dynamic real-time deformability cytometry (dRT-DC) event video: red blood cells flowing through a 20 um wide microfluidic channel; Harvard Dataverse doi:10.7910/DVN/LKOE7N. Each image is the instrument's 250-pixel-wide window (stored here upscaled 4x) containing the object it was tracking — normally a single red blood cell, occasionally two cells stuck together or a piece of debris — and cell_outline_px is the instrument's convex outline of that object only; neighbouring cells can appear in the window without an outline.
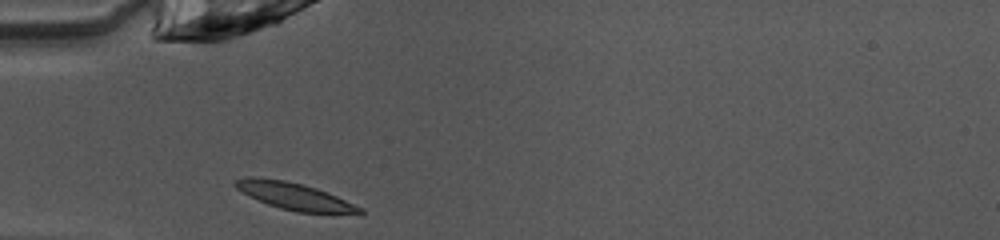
{"species": "common noctule bat (a hibernating species)", "species_latin": "Nyctalus noctula", "temperature_condition": "warm", "stored_images_in_passage": 35, "camera_frame_rate_fps": 3000, "um_per_image_px": 0.085, "animal": {"sex": "female", "body_mass_g": 10.0, "forearm_length_mm": 53.1}, "frame": {"image": 1, "passage_image": 1, "time_ms": 0.0, "image_size_px": [1000, 240], "cell_outline_px": [[364, 212], [360, 216], [296, 212], [280, 208], [268, 204], [236, 188], [232, 184], [236, 180], [244, 176], [252, 176], [284, 180], [304, 184], [328, 192], [364, 208]], "centroid_in_image_um": [25.18, 16.72], "position_along_channel_um": 59.8, "area_um2": 20.17}}
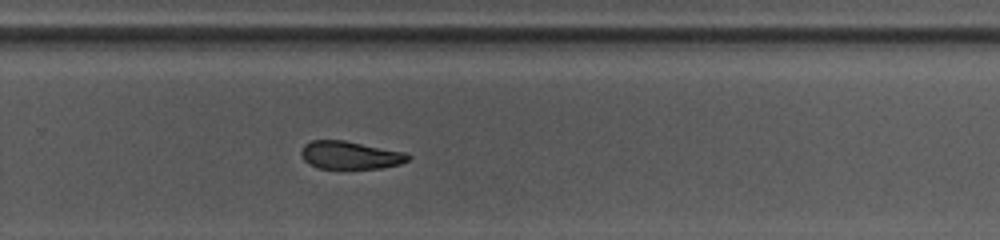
{"frame": {"image": 2, "passage_image": 19, "time_ms": 6.0, "image_size_px": [1000, 240], "cell_outline_px": [[412, 156], [408, 160], [400, 164], [380, 168], [320, 168], [308, 164], [304, 160], [300, 152], [304, 144], [312, 140], [344, 140], [408, 152]], "centroid_in_image_um": [29.79, 13.17], "position_along_channel_um": 300.0, "area_um2": 17.51}}
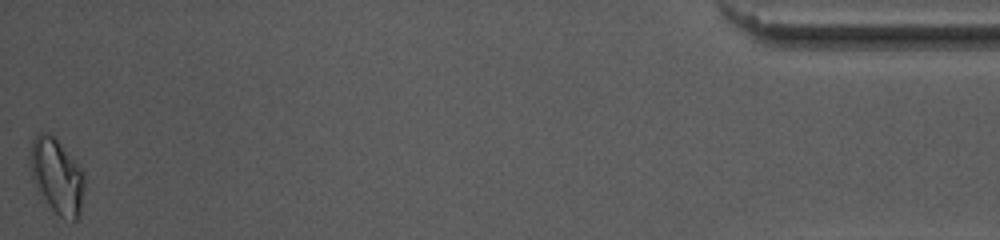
{"frame": {"image": 3, "passage_image": 35, "time_ms": 11.333, "image_size_px": [1000, 240], "cell_outline_px": [[84, 188], [80, 212], [76, 220], [72, 224], [60, 216], [48, 204], [36, 188], [28, 164], [28, 156], [32, 140], [40, 132], [44, 132], [52, 136], [60, 144], [84, 172]], "centroid_in_image_um": [4.81, 14.99], "position_along_channel_um": 430.4, "area_um2": 23.7}, "authors_computed_cell_mechanics": {"area_um2": 18.9584, "velocity_mm_per_s": 4.0624, "shape_relaxation_time_tau1_ms": 5.8121, "shape_relaxation_time_tau2_ms": 3.4444, "deformation_change_tau1": 0.1483, "deformation_change_tau2": 0.095}}